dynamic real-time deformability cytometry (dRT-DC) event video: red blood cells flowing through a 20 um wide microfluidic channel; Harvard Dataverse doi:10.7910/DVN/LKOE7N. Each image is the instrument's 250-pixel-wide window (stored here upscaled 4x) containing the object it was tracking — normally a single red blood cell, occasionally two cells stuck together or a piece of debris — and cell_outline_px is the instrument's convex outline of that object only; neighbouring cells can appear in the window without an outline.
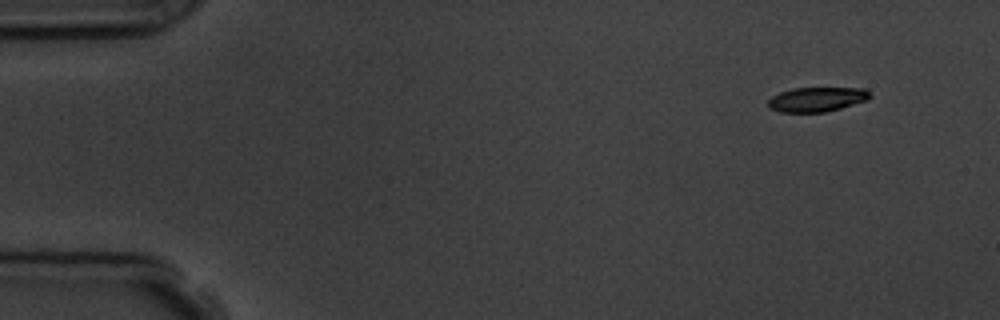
{"species": "common noctule bat (a hibernating species)", "species_latin": "Nyctalus noctula", "temperature_condition": "room temperature", "stored_images_in_passage": 4, "camera_frame_rate_fps": 3000, "um_per_image_px": 0.085, "animal": {"sex": "male", "body_mass_g": 19.5, "forearm_length_mm": 54.6}, "frame": {"image": 1, "passage_image": 1, "time_ms": 0.0, "image_size_px": [1000, 320], "cell_outline_px": [[872, 96], [868, 100], [840, 108], [824, 112], [780, 112], [768, 108], [768, 100], [772, 96], [780, 92], [792, 88], [864, 88], [872, 92]], "centroid_in_image_um": [69.45, 8.44], "position_along_channel_um": 15.6, "area_um2": 14.68}}
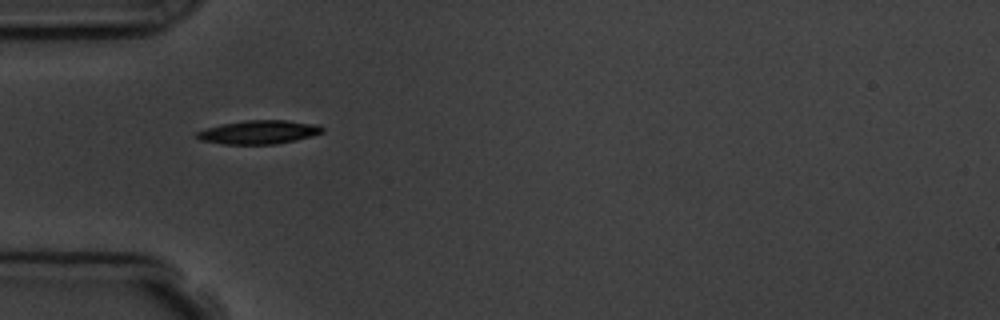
{"frame": {"image": 2, "passage_image": 4, "time_ms": 4.0, "image_size_px": [1000, 320], "cell_outline_px": [[324, 132], [312, 136], [296, 140], [276, 144], [224, 144], [200, 140], [196, 136], [196, 132], [208, 128], [224, 124], [248, 120], [284, 120], [316, 124], [324, 128]], "centroid_in_image_um": [22.04, 11.24], "position_along_channel_um": 63.0, "area_um2": 17.11}}